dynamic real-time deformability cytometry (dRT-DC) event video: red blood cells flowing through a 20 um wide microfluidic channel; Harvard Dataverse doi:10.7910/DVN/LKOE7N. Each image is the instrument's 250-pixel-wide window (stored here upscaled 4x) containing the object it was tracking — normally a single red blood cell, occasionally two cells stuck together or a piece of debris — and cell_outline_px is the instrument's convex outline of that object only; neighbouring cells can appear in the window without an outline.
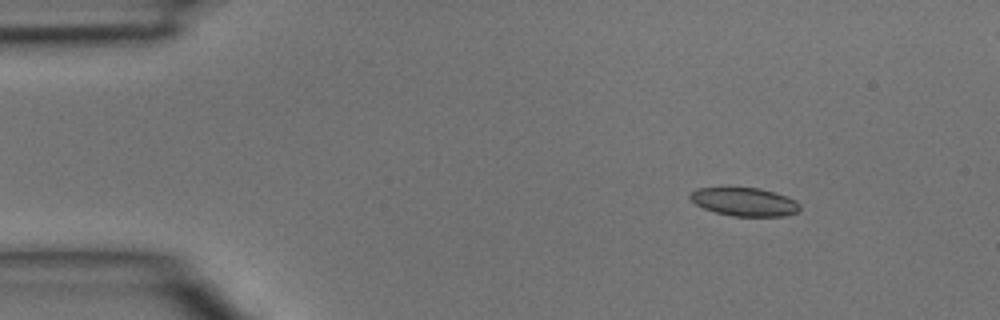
{"species": "common noctule bat (a hibernating species)", "species_latin": "Nyctalus noctula", "temperature_condition": "room temperature", "stored_images_in_passage": 5, "segment_of_instrument_passage": [1, 2], "camera_frame_rate_fps": 3000, "um_per_image_px": 0.085, "animal": {"sex": "male", "body_mass_g": 15.6}, "frame": {"image": 1, "passage_image": 2, "time_ms": 0.333, "image_size_px": [1000, 320], "cell_outline_px": [[800, 208], [796, 212], [784, 216], [732, 216], [716, 212], [704, 208], [696, 204], [688, 196], [696, 188], [756, 188], [788, 196], [796, 200], [800, 204]], "centroid_in_image_um": [63.29, 17.16], "position_along_channel_um": 21.7, "area_um2": 17.92}}